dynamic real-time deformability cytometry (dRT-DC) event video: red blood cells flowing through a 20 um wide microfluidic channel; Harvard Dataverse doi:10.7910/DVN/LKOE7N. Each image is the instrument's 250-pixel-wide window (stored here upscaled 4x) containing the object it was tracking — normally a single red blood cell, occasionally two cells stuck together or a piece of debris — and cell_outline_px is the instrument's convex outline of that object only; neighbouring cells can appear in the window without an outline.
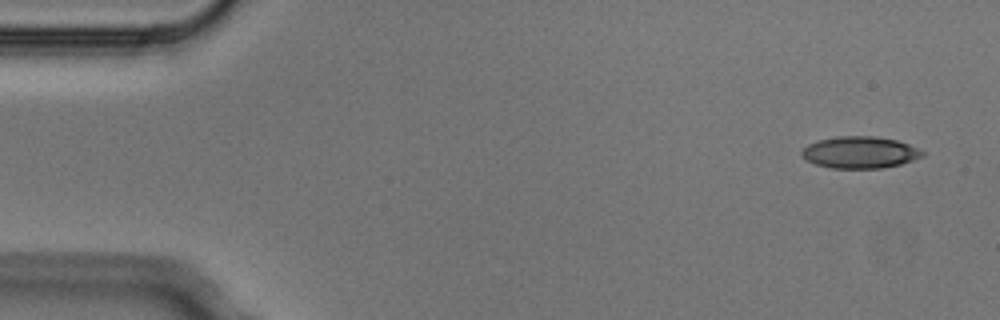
{"species": "Egyptian fruit bat (a non-hibernating species)", "species_latin": "Rousettus aegyptiacus", "temperature_condition": "cold", "stored_images_in_passage": 3, "camera_frame_rate_fps": 3000, "um_per_image_px": 0.085, "animal": {"sex": "male"}, "frame": {"image": 1, "passage_image": 1, "time_ms": 0.0, "image_size_px": [1000, 320], "cell_outline_px": [[928, 152], [924, 156], [900, 164], [880, 168], [828, 168], [816, 164], [808, 160], [800, 152], [808, 144], [816, 140], [836, 136], [876, 136], [896, 140], [920, 148]], "centroid_in_image_um": [73.13, 12.94], "position_along_channel_um": 11.9, "area_um2": 22.48}}
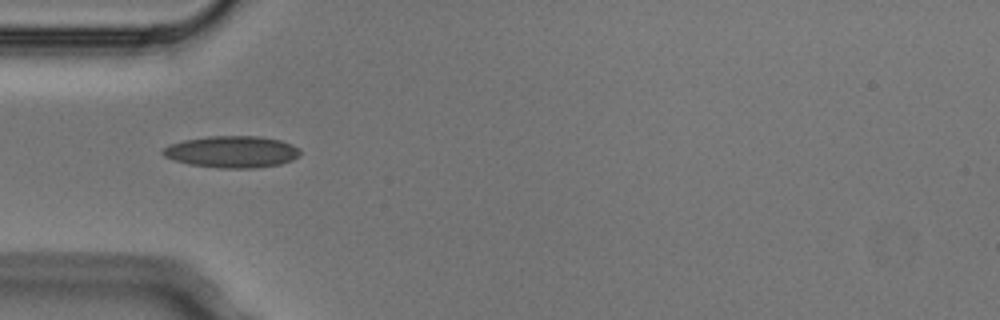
{"frame": {"image": 2, "passage_image": 2, "time_ms": 0.333, "image_size_px": [1000, 320], "cell_outline_px": [[300, 156], [292, 160], [280, 164], [252, 168], [220, 168], [188, 164], [172, 160], [164, 156], [160, 152], [160, 148], [168, 144], [184, 140], [208, 136], [260, 136], [280, 140], [292, 144], [300, 148]], "centroid_in_image_um": [19.68, 12.9], "position_along_channel_um": 65.3, "area_um2": 25.72}}
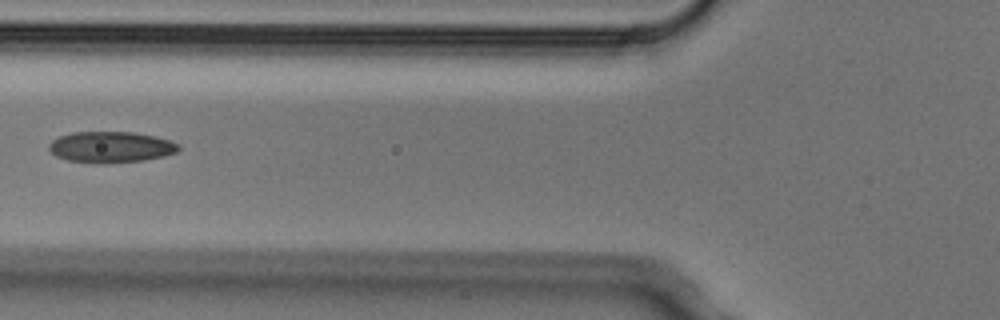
{"frame": {"image": 3, "passage_image": 3, "time_ms": 0.667, "image_size_px": [1000, 320], "cell_outline_px": [[180, 148], [176, 152], [164, 156], [144, 160], [108, 164], [100, 164], [68, 160], [56, 156], [48, 148], [48, 144], [52, 140], [60, 136], [72, 132], [132, 132], [152, 136], [168, 140], [180, 144]], "centroid_in_image_um": [9.4, 12.51], "position_along_channel_um": 116.4, "area_um2": 23.52}}